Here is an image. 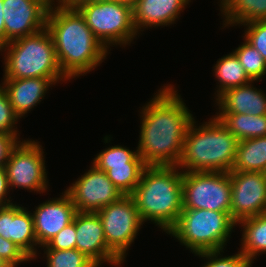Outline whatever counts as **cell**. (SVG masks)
<instances>
[{"label":"cell","instance_id":"1","mask_svg":"<svg viewBox=\"0 0 266 267\" xmlns=\"http://www.w3.org/2000/svg\"><path fill=\"white\" fill-rule=\"evenodd\" d=\"M171 84L140 109L138 154L146 165L178 166L193 114Z\"/></svg>","mask_w":266,"mask_h":267},{"label":"cell","instance_id":"2","mask_svg":"<svg viewBox=\"0 0 266 267\" xmlns=\"http://www.w3.org/2000/svg\"><path fill=\"white\" fill-rule=\"evenodd\" d=\"M46 28L54 41L62 73L70 80L100 66L110 53L77 9L50 6Z\"/></svg>","mask_w":266,"mask_h":267},{"label":"cell","instance_id":"3","mask_svg":"<svg viewBox=\"0 0 266 267\" xmlns=\"http://www.w3.org/2000/svg\"><path fill=\"white\" fill-rule=\"evenodd\" d=\"M182 180L183 172L178 166L144 168L130 195L143 224L151 221L166 233L175 226L183 210Z\"/></svg>","mask_w":266,"mask_h":267},{"label":"cell","instance_id":"4","mask_svg":"<svg viewBox=\"0 0 266 267\" xmlns=\"http://www.w3.org/2000/svg\"><path fill=\"white\" fill-rule=\"evenodd\" d=\"M239 140L215 116L200 126L191 121L178 168L182 172H230Z\"/></svg>","mask_w":266,"mask_h":267},{"label":"cell","instance_id":"5","mask_svg":"<svg viewBox=\"0 0 266 267\" xmlns=\"http://www.w3.org/2000/svg\"><path fill=\"white\" fill-rule=\"evenodd\" d=\"M3 79L67 78L59 66L54 41L48 29L8 42Z\"/></svg>","mask_w":266,"mask_h":267},{"label":"cell","instance_id":"6","mask_svg":"<svg viewBox=\"0 0 266 267\" xmlns=\"http://www.w3.org/2000/svg\"><path fill=\"white\" fill-rule=\"evenodd\" d=\"M237 226L226 212L206 209H183L175 226L167 233L194 254L223 251Z\"/></svg>","mask_w":266,"mask_h":267},{"label":"cell","instance_id":"7","mask_svg":"<svg viewBox=\"0 0 266 267\" xmlns=\"http://www.w3.org/2000/svg\"><path fill=\"white\" fill-rule=\"evenodd\" d=\"M77 10L107 50L112 45L125 47L137 38L132 5L129 3L117 0H96L80 5Z\"/></svg>","mask_w":266,"mask_h":267},{"label":"cell","instance_id":"8","mask_svg":"<svg viewBox=\"0 0 266 267\" xmlns=\"http://www.w3.org/2000/svg\"><path fill=\"white\" fill-rule=\"evenodd\" d=\"M183 209H206L230 214V172H183Z\"/></svg>","mask_w":266,"mask_h":267},{"label":"cell","instance_id":"9","mask_svg":"<svg viewBox=\"0 0 266 267\" xmlns=\"http://www.w3.org/2000/svg\"><path fill=\"white\" fill-rule=\"evenodd\" d=\"M44 149L36 140H21L11 150L5 164L10 190L22 188L43 194L48 189ZM13 187V188H12Z\"/></svg>","mask_w":266,"mask_h":267},{"label":"cell","instance_id":"10","mask_svg":"<svg viewBox=\"0 0 266 267\" xmlns=\"http://www.w3.org/2000/svg\"><path fill=\"white\" fill-rule=\"evenodd\" d=\"M97 214L107 246L124 262L126 252L143 226L134 199L130 195H124L119 201L97 211Z\"/></svg>","mask_w":266,"mask_h":267},{"label":"cell","instance_id":"11","mask_svg":"<svg viewBox=\"0 0 266 267\" xmlns=\"http://www.w3.org/2000/svg\"><path fill=\"white\" fill-rule=\"evenodd\" d=\"M65 191L79 212H97L124 196L109 180L106 172L97 169L93 164Z\"/></svg>","mask_w":266,"mask_h":267},{"label":"cell","instance_id":"12","mask_svg":"<svg viewBox=\"0 0 266 267\" xmlns=\"http://www.w3.org/2000/svg\"><path fill=\"white\" fill-rule=\"evenodd\" d=\"M230 182V215L236 223L266 213L265 173L230 171Z\"/></svg>","mask_w":266,"mask_h":267},{"label":"cell","instance_id":"13","mask_svg":"<svg viewBox=\"0 0 266 267\" xmlns=\"http://www.w3.org/2000/svg\"><path fill=\"white\" fill-rule=\"evenodd\" d=\"M50 0H3L5 45L46 27Z\"/></svg>","mask_w":266,"mask_h":267},{"label":"cell","instance_id":"14","mask_svg":"<svg viewBox=\"0 0 266 267\" xmlns=\"http://www.w3.org/2000/svg\"><path fill=\"white\" fill-rule=\"evenodd\" d=\"M73 222L76 228L75 248L98 267L104 262L120 266L123 261L107 246L104 230L97 212L77 211Z\"/></svg>","mask_w":266,"mask_h":267},{"label":"cell","instance_id":"15","mask_svg":"<svg viewBox=\"0 0 266 267\" xmlns=\"http://www.w3.org/2000/svg\"><path fill=\"white\" fill-rule=\"evenodd\" d=\"M76 208L70 195L64 191L60 198H50L33 211L34 231L38 246H44L64 227L73 222Z\"/></svg>","mask_w":266,"mask_h":267},{"label":"cell","instance_id":"16","mask_svg":"<svg viewBox=\"0 0 266 267\" xmlns=\"http://www.w3.org/2000/svg\"><path fill=\"white\" fill-rule=\"evenodd\" d=\"M0 236L16 244L31 260L37 258L33 216L22 205L0 206Z\"/></svg>","mask_w":266,"mask_h":267},{"label":"cell","instance_id":"17","mask_svg":"<svg viewBox=\"0 0 266 267\" xmlns=\"http://www.w3.org/2000/svg\"><path fill=\"white\" fill-rule=\"evenodd\" d=\"M68 78H25L3 79L1 85L6 90L15 114L22 118L44 99L49 88L65 82Z\"/></svg>","mask_w":266,"mask_h":267},{"label":"cell","instance_id":"18","mask_svg":"<svg viewBox=\"0 0 266 267\" xmlns=\"http://www.w3.org/2000/svg\"><path fill=\"white\" fill-rule=\"evenodd\" d=\"M189 2L191 0H135L132 11L137 33L143 32L144 28L174 24Z\"/></svg>","mask_w":266,"mask_h":267},{"label":"cell","instance_id":"19","mask_svg":"<svg viewBox=\"0 0 266 267\" xmlns=\"http://www.w3.org/2000/svg\"><path fill=\"white\" fill-rule=\"evenodd\" d=\"M255 81L225 90L216 98V114L266 115V94L253 87Z\"/></svg>","mask_w":266,"mask_h":267},{"label":"cell","instance_id":"20","mask_svg":"<svg viewBox=\"0 0 266 267\" xmlns=\"http://www.w3.org/2000/svg\"><path fill=\"white\" fill-rule=\"evenodd\" d=\"M223 27L266 20V0H219ZM225 17V18H224Z\"/></svg>","mask_w":266,"mask_h":267},{"label":"cell","instance_id":"21","mask_svg":"<svg viewBox=\"0 0 266 267\" xmlns=\"http://www.w3.org/2000/svg\"><path fill=\"white\" fill-rule=\"evenodd\" d=\"M236 224L243 228L240 252L252 263L262 253L266 254V213L243 219Z\"/></svg>","mask_w":266,"mask_h":267},{"label":"cell","instance_id":"22","mask_svg":"<svg viewBox=\"0 0 266 267\" xmlns=\"http://www.w3.org/2000/svg\"><path fill=\"white\" fill-rule=\"evenodd\" d=\"M232 171L265 173L266 136L239 141Z\"/></svg>","mask_w":266,"mask_h":267},{"label":"cell","instance_id":"23","mask_svg":"<svg viewBox=\"0 0 266 267\" xmlns=\"http://www.w3.org/2000/svg\"><path fill=\"white\" fill-rule=\"evenodd\" d=\"M216 62L213 67V73H215L213 75L218 81L217 85H219L216 87L218 89L215 91V99L225 90L242 86L252 81L233 52L221 57Z\"/></svg>","mask_w":266,"mask_h":267},{"label":"cell","instance_id":"24","mask_svg":"<svg viewBox=\"0 0 266 267\" xmlns=\"http://www.w3.org/2000/svg\"><path fill=\"white\" fill-rule=\"evenodd\" d=\"M220 122L239 140L266 136V115L217 114Z\"/></svg>","mask_w":266,"mask_h":267},{"label":"cell","instance_id":"25","mask_svg":"<svg viewBox=\"0 0 266 267\" xmlns=\"http://www.w3.org/2000/svg\"><path fill=\"white\" fill-rule=\"evenodd\" d=\"M92 164L99 170L106 172L111 166L119 165H146L138 150H130L128 147L114 145L107 147L97 154Z\"/></svg>","mask_w":266,"mask_h":267},{"label":"cell","instance_id":"26","mask_svg":"<svg viewBox=\"0 0 266 267\" xmlns=\"http://www.w3.org/2000/svg\"><path fill=\"white\" fill-rule=\"evenodd\" d=\"M232 52L252 81H262L266 75V61L257 49L244 39V42Z\"/></svg>","mask_w":266,"mask_h":267},{"label":"cell","instance_id":"27","mask_svg":"<svg viewBox=\"0 0 266 267\" xmlns=\"http://www.w3.org/2000/svg\"><path fill=\"white\" fill-rule=\"evenodd\" d=\"M147 165H119L111 166L106 171L109 180L124 195H131L141 179L144 168Z\"/></svg>","mask_w":266,"mask_h":267},{"label":"cell","instance_id":"28","mask_svg":"<svg viewBox=\"0 0 266 267\" xmlns=\"http://www.w3.org/2000/svg\"><path fill=\"white\" fill-rule=\"evenodd\" d=\"M47 267H98L79 250L44 249Z\"/></svg>","mask_w":266,"mask_h":267},{"label":"cell","instance_id":"29","mask_svg":"<svg viewBox=\"0 0 266 267\" xmlns=\"http://www.w3.org/2000/svg\"><path fill=\"white\" fill-rule=\"evenodd\" d=\"M223 251H205L194 254L206 260L201 267H252V262L248 260L240 251L234 255L223 256ZM223 256V257H222ZM208 260V261H207Z\"/></svg>","mask_w":266,"mask_h":267},{"label":"cell","instance_id":"30","mask_svg":"<svg viewBox=\"0 0 266 267\" xmlns=\"http://www.w3.org/2000/svg\"><path fill=\"white\" fill-rule=\"evenodd\" d=\"M18 120L20 118L13 110L6 90L0 85V132L16 136L20 139L19 131L16 127Z\"/></svg>","mask_w":266,"mask_h":267},{"label":"cell","instance_id":"31","mask_svg":"<svg viewBox=\"0 0 266 267\" xmlns=\"http://www.w3.org/2000/svg\"><path fill=\"white\" fill-rule=\"evenodd\" d=\"M243 25L246 30L242 37L257 49L266 61V20L251 21Z\"/></svg>","mask_w":266,"mask_h":267},{"label":"cell","instance_id":"32","mask_svg":"<svg viewBox=\"0 0 266 267\" xmlns=\"http://www.w3.org/2000/svg\"><path fill=\"white\" fill-rule=\"evenodd\" d=\"M76 244V228L75 223L71 222L64 227L58 234L51 238L44 246L43 249L54 250H68L75 249Z\"/></svg>","mask_w":266,"mask_h":267},{"label":"cell","instance_id":"33","mask_svg":"<svg viewBox=\"0 0 266 267\" xmlns=\"http://www.w3.org/2000/svg\"><path fill=\"white\" fill-rule=\"evenodd\" d=\"M0 256L12 267H17L21 263L31 261L16 244L2 236H0Z\"/></svg>","mask_w":266,"mask_h":267},{"label":"cell","instance_id":"34","mask_svg":"<svg viewBox=\"0 0 266 267\" xmlns=\"http://www.w3.org/2000/svg\"><path fill=\"white\" fill-rule=\"evenodd\" d=\"M20 139L16 136L0 132V167H5L11 150L17 145Z\"/></svg>","mask_w":266,"mask_h":267},{"label":"cell","instance_id":"35","mask_svg":"<svg viewBox=\"0 0 266 267\" xmlns=\"http://www.w3.org/2000/svg\"><path fill=\"white\" fill-rule=\"evenodd\" d=\"M10 193V188L7 179V173L5 167H0V206H9L12 205L13 202L11 197L7 198V194Z\"/></svg>","mask_w":266,"mask_h":267},{"label":"cell","instance_id":"36","mask_svg":"<svg viewBox=\"0 0 266 267\" xmlns=\"http://www.w3.org/2000/svg\"><path fill=\"white\" fill-rule=\"evenodd\" d=\"M91 1L96 0H50V6L59 7L63 9H77L80 5ZM55 2H57V5H55Z\"/></svg>","mask_w":266,"mask_h":267},{"label":"cell","instance_id":"37","mask_svg":"<svg viewBox=\"0 0 266 267\" xmlns=\"http://www.w3.org/2000/svg\"><path fill=\"white\" fill-rule=\"evenodd\" d=\"M5 46V24L3 18V0H0V49Z\"/></svg>","mask_w":266,"mask_h":267},{"label":"cell","instance_id":"38","mask_svg":"<svg viewBox=\"0 0 266 267\" xmlns=\"http://www.w3.org/2000/svg\"><path fill=\"white\" fill-rule=\"evenodd\" d=\"M0 267H12V266L0 256Z\"/></svg>","mask_w":266,"mask_h":267},{"label":"cell","instance_id":"39","mask_svg":"<svg viewBox=\"0 0 266 267\" xmlns=\"http://www.w3.org/2000/svg\"><path fill=\"white\" fill-rule=\"evenodd\" d=\"M117 1L126 2L132 5L135 0H117Z\"/></svg>","mask_w":266,"mask_h":267}]
</instances>
